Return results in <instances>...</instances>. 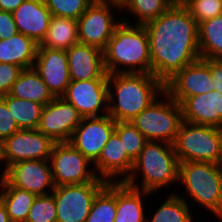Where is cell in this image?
Here are the masks:
<instances>
[{"label": "cell", "instance_id": "6da1fadb", "mask_svg": "<svg viewBox=\"0 0 222 222\" xmlns=\"http://www.w3.org/2000/svg\"><path fill=\"white\" fill-rule=\"evenodd\" d=\"M144 26L149 37L151 74L163 84L201 58L198 23L180 0Z\"/></svg>", "mask_w": 222, "mask_h": 222}, {"label": "cell", "instance_id": "7a4b0ae2", "mask_svg": "<svg viewBox=\"0 0 222 222\" xmlns=\"http://www.w3.org/2000/svg\"><path fill=\"white\" fill-rule=\"evenodd\" d=\"M107 83L108 115L116 122L131 121L165 91L159 79L146 73L108 74Z\"/></svg>", "mask_w": 222, "mask_h": 222}, {"label": "cell", "instance_id": "3957f363", "mask_svg": "<svg viewBox=\"0 0 222 222\" xmlns=\"http://www.w3.org/2000/svg\"><path fill=\"white\" fill-rule=\"evenodd\" d=\"M103 57L108 74H151L149 37L145 26L122 20L103 50ZM123 66L124 69H120Z\"/></svg>", "mask_w": 222, "mask_h": 222}, {"label": "cell", "instance_id": "277c9868", "mask_svg": "<svg viewBox=\"0 0 222 222\" xmlns=\"http://www.w3.org/2000/svg\"><path fill=\"white\" fill-rule=\"evenodd\" d=\"M138 171L142 174L140 186L136 183ZM178 173L179 161L173 144L147 141L124 183L133 188L154 193L168 184L178 183Z\"/></svg>", "mask_w": 222, "mask_h": 222}, {"label": "cell", "instance_id": "5b68a950", "mask_svg": "<svg viewBox=\"0 0 222 222\" xmlns=\"http://www.w3.org/2000/svg\"><path fill=\"white\" fill-rule=\"evenodd\" d=\"M178 182L193 201L220 219L222 216V165L210 162H179Z\"/></svg>", "mask_w": 222, "mask_h": 222}, {"label": "cell", "instance_id": "8992f818", "mask_svg": "<svg viewBox=\"0 0 222 222\" xmlns=\"http://www.w3.org/2000/svg\"><path fill=\"white\" fill-rule=\"evenodd\" d=\"M179 162L222 165V129L183 121L173 142Z\"/></svg>", "mask_w": 222, "mask_h": 222}, {"label": "cell", "instance_id": "52a82bcc", "mask_svg": "<svg viewBox=\"0 0 222 222\" xmlns=\"http://www.w3.org/2000/svg\"><path fill=\"white\" fill-rule=\"evenodd\" d=\"M160 96L163 100L155 99L131 122L147 141L173 144L183 122L182 108L165 91Z\"/></svg>", "mask_w": 222, "mask_h": 222}, {"label": "cell", "instance_id": "ba28073f", "mask_svg": "<svg viewBox=\"0 0 222 222\" xmlns=\"http://www.w3.org/2000/svg\"><path fill=\"white\" fill-rule=\"evenodd\" d=\"M107 183L102 178H97L84 184L55 186L52 193L57 222H86L95 197Z\"/></svg>", "mask_w": 222, "mask_h": 222}, {"label": "cell", "instance_id": "9c48e42d", "mask_svg": "<svg viewBox=\"0 0 222 222\" xmlns=\"http://www.w3.org/2000/svg\"><path fill=\"white\" fill-rule=\"evenodd\" d=\"M113 8L120 10L117 3L93 1L78 19V40L80 43L97 47L102 51L105 49L115 28L122 22V19L115 20Z\"/></svg>", "mask_w": 222, "mask_h": 222}, {"label": "cell", "instance_id": "30bf717a", "mask_svg": "<svg viewBox=\"0 0 222 222\" xmlns=\"http://www.w3.org/2000/svg\"><path fill=\"white\" fill-rule=\"evenodd\" d=\"M49 161L55 186L84 184L98 178L94 168L88 169L92 162L69 142L54 143Z\"/></svg>", "mask_w": 222, "mask_h": 222}, {"label": "cell", "instance_id": "8fae6325", "mask_svg": "<svg viewBox=\"0 0 222 222\" xmlns=\"http://www.w3.org/2000/svg\"><path fill=\"white\" fill-rule=\"evenodd\" d=\"M55 142L37 129H20L3 142L5 164L1 179L7 168L24 160H48Z\"/></svg>", "mask_w": 222, "mask_h": 222}, {"label": "cell", "instance_id": "7c38bea8", "mask_svg": "<svg viewBox=\"0 0 222 222\" xmlns=\"http://www.w3.org/2000/svg\"><path fill=\"white\" fill-rule=\"evenodd\" d=\"M107 79L71 80L62 97L72 104L83 118L107 115L109 89Z\"/></svg>", "mask_w": 222, "mask_h": 222}, {"label": "cell", "instance_id": "4fadbf2b", "mask_svg": "<svg viewBox=\"0 0 222 222\" xmlns=\"http://www.w3.org/2000/svg\"><path fill=\"white\" fill-rule=\"evenodd\" d=\"M115 125L116 121L108 114L83 118L68 142L93 165L115 131Z\"/></svg>", "mask_w": 222, "mask_h": 222}, {"label": "cell", "instance_id": "5bb4252c", "mask_svg": "<svg viewBox=\"0 0 222 222\" xmlns=\"http://www.w3.org/2000/svg\"><path fill=\"white\" fill-rule=\"evenodd\" d=\"M165 92L179 104L187 97L212 92L210 59H198L186 65L164 84Z\"/></svg>", "mask_w": 222, "mask_h": 222}, {"label": "cell", "instance_id": "9a60e30c", "mask_svg": "<svg viewBox=\"0 0 222 222\" xmlns=\"http://www.w3.org/2000/svg\"><path fill=\"white\" fill-rule=\"evenodd\" d=\"M83 117L63 97H55L43 108L37 130L53 142H68Z\"/></svg>", "mask_w": 222, "mask_h": 222}, {"label": "cell", "instance_id": "2e32d148", "mask_svg": "<svg viewBox=\"0 0 222 222\" xmlns=\"http://www.w3.org/2000/svg\"><path fill=\"white\" fill-rule=\"evenodd\" d=\"M4 178L13 187L36 196L50 194L55 188L49 159L16 162L7 168Z\"/></svg>", "mask_w": 222, "mask_h": 222}, {"label": "cell", "instance_id": "e0dca14e", "mask_svg": "<svg viewBox=\"0 0 222 222\" xmlns=\"http://www.w3.org/2000/svg\"><path fill=\"white\" fill-rule=\"evenodd\" d=\"M33 68L55 97H62L71 82L65 50L38 47Z\"/></svg>", "mask_w": 222, "mask_h": 222}, {"label": "cell", "instance_id": "ac0fdd59", "mask_svg": "<svg viewBox=\"0 0 222 222\" xmlns=\"http://www.w3.org/2000/svg\"><path fill=\"white\" fill-rule=\"evenodd\" d=\"M133 164L124 150L123 141L114 131L93 166L98 178L102 177L107 182H124L129 177Z\"/></svg>", "mask_w": 222, "mask_h": 222}, {"label": "cell", "instance_id": "d6986e66", "mask_svg": "<svg viewBox=\"0 0 222 222\" xmlns=\"http://www.w3.org/2000/svg\"><path fill=\"white\" fill-rule=\"evenodd\" d=\"M66 54L71 80L108 78L101 49L78 42L67 49Z\"/></svg>", "mask_w": 222, "mask_h": 222}, {"label": "cell", "instance_id": "ffe728a7", "mask_svg": "<svg viewBox=\"0 0 222 222\" xmlns=\"http://www.w3.org/2000/svg\"><path fill=\"white\" fill-rule=\"evenodd\" d=\"M183 121L222 129V93L216 90L185 98Z\"/></svg>", "mask_w": 222, "mask_h": 222}, {"label": "cell", "instance_id": "44dd1931", "mask_svg": "<svg viewBox=\"0 0 222 222\" xmlns=\"http://www.w3.org/2000/svg\"><path fill=\"white\" fill-rule=\"evenodd\" d=\"M18 32L40 44L46 36L52 17L44 0H25L13 12Z\"/></svg>", "mask_w": 222, "mask_h": 222}, {"label": "cell", "instance_id": "7402d4cb", "mask_svg": "<svg viewBox=\"0 0 222 222\" xmlns=\"http://www.w3.org/2000/svg\"><path fill=\"white\" fill-rule=\"evenodd\" d=\"M150 192L116 182V216L114 222H146L143 197Z\"/></svg>", "mask_w": 222, "mask_h": 222}, {"label": "cell", "instance_id": "603a6c76", "mask_svg": "<svg viewBox=\"0 0 222 222\" xmlns=\"http://www.w3.org/2000/svg\"><path fill=\"white\" fill-rule=\"evenodd\" d=\"M38 45L32 38L20 32L8 39L0 40V63L32 68L35 63Z\"/></svg>", "mask_w": 222, "mask_h": 222}, {"label": "cell", "instance_id": "cb8c5ba5", "mask_svg": "<svg viewBox=\"0 0 222 222\" xmlns=\"http://www.w3.org/2000/svg\"><path fill=\"white\" fill-rule=\"evenodd\" d=\"M9 94L19 99H27L43 104L44 106L55 98L33 67L21 71L17 80L13 83Z\"/></svg>", "mask_w": 222, "mask_h": 222}, {"label": "cell", "instance_id": "d4e9b609", "mask_svg": "<svg viewBox=\"0 0 222 222\" xmlns=\"http://www.w3.org/2000/svg\"><path fill=\"white\" fill-rule=\"evenodd\" d=\"M78 42V20L52 15L46 36L38 47L66 51Z\"/></svg>", "mask_w": 222, "mask_h": 222}, {"label": "cell", "instance_id": "484cf974", "mask_svg": "<svg viewBox=\"0 0 222 222\" xmlns=\"http://www.w3.org/2000/svg\"><path fill=\"white\" fill-rule=\"evenodd\" d=\"M0 200L5 205L11 222H26L36 195L13 187L5 178L0 179Z\"/></svg>", "mask_w": 222, "mask_h": 222}, {"label": "cell", "instance_id": "4316f807", "mask_svg": "<svg viewBox=\"0 0 222 222\" xmlns=\"http://www.w3.org/2000/svg\"><path fill=\"white\" fill-rule=\"evenodd\" d=\"M201 59H222V14L198 25Z\"/></svg>", "mask_w": 222, "mask_h": 222}, {"label": "cell", "instance_id": "83f0119b", "mask_svg": "<svg viewBox=\"0 0 222 222\" xmlns=\"http://www.w3.org/2000/svg\"><path fill=\"white\" fill-rule=\"evenodd\" d=\"M7 104L9 111L16 121L19 129H37L42 111L43 104L27 100L19 99L10 94L1 97Z\"/></svg>", "mask_w": 222, "mask_h": 222}, {"label": "cell", "instance_id": "f1b7e54d", "mask_svg": "<svg viewBox=\"0 0 222 222\" xmlns=\"http://www.w3.org/2000/svg\"><path fill=\"white\" fill-rule=\"evenodd\" d=\"M187 201L176 194H170L146 222H193Z\"/></svg>", "mask_w": 222, "mask_h": 222}, {"label": "cell", "instance_id": "f546056e", "mask_svg": "<svg viewBox=\"0 0 222 222\" xmlns=\"http://www.w3.org/2000/svg\"><path fill=\"white\" fill-rule=\"evenodd\" d=\"M115 216L116 182H108L95 197L86 222H114Z\"/></svg>", "mask_w": 222, "mask_h": 222}, {"label": "cell", "instance_id": "4dcf8cb0", "mask_svg": "<svg viewBox=\"0 0 222 222\" xmlns=\"http://www.w3.org/2000/svg\"><path fill=\"white\" fill-rule=\"evenodd\" d=\"M176 0H124L119 6L120 10L127 9L138 19L135 25H145L147 22L158 18Z\"/></svg>", "mask_w": 222, "mask_h": 222}, {"label": "cell", "instance_id": "1f68e13d", "mask_svg": "<svg viewBox=\"0 0 222 222\" xmlns=\"http://www.w3.org/2000/svg\"><path fill=\"white\" fill-rule=\"evenodd\" d=\"M115 132L123 141L124 150H126L128 157L134 162L147 140L131 121H117Z\"/></svg>", "mask_w": 222, "mask_h": 222}, {"label": "cell", "instance_id": "d6a6232c", "mask_svg": "<svg viewBox=\"0 0 222 222\" xmlns=\"http://www.w3.org/2000/svg\"><path fill=\"white\" fill-rule=\"evenodd\" d=\"M94 0H44L53 16L78 20Z\"/></svg>", "mask_w": 222, "mask_h": 222}, {"label": "cell", "instance_id": "836d02e7", "mask_svg": "<svg viewBox=\"0 0 222 222\" xmlns=\"http://www.w3.org/2000/svg\"><path fill=\"white\" fill-rule=\"evenodd\" d=\"M26 222H57L53 193L39 195L33 201Z\"/></svg>", "mask_w": 222, "mask_h": 222}, {"label": "cell", "instance_id": "e575fe53", "mask_svg": "<svg viewBox=\"0 0 222 222\" xmlns=\"http://www.w3.org/2000/svg\"><path fill=\"white\" fill-rule=\"evenodd\" d=\"M198 25L222 14V0H180Z\"/></svg>", "mask_w": 222, "mask_h": 222}, {"label": "cell", "instance_id": "d590c367", "mask_svg": "<svg viewBox=\"0 0 222 222\" xmlns=\"http://www.w3.org/2000/svg\"><path fill=\"white\" fill-rule=\"evenodd\" d=\"M23 69L9 63H0V97L10 93L13 83L17 80Z\"/></svg>", "mask_w": 222, "mask_h": 222}, {"label": "cell", "instance_id": "8d00e7d4", "mask_svg": "<svg viewBox=\"0 0 222 222\" xmlns=\"http://www.w3.org/2000/svg\"><path fill=\"white\" fill-rule=\"evenodd\" d=\"M19 130L6 102L0 97V141L4 142L8 137Z\"/></svg>", "mask_w": 222, "mask_h": 222}, {"label": "cell", "instance_id": "74e56055", "mask_svg": "<svg viewBox=\"0 0 222 222\" xmlns=\"http://www.w3.org/2000/svg\"><path fill=\"white\" fill-rule=\"evenodd\" d=\"M18 33L13 14L0 10V40L8 39Z\"/></svg>", "mask_w": 222, "mask_h": 222}, {"label": "cell", "instance_id": "f35d334b", "mask_svg": "<svg viewBox=\"0 0 222 222\" xmlns=\"http://www.w3.org/2000/svg\"><path fill=\"white\" fill-rule=\"evenodd\" d=\"M210 75L214 90L222 93V59H210Z\"/></svg>", "mask_w": 222, "mask_h": 222}, {"label": "cell", "instance_id": "ab89813d", "mask_svg": "<svg viewBox=\"0 0 222 222\" xmlns=\"http://www.w3.org/2000/svg\"><path fill=\"white\" fill-rule=\"evenodd\" d=\"M24 1L25 0H0V10L12 13Z\"/></svg>", "mask_w": 222, "mask_h": 222}, {"label": "cell", "instance_id": "60d3db41", "mask_svg": "<svg viewBox=\"0 0 222 222\" xmlns=\"http://www.w3.org/2000/svg\"><path fill=\"white\" fill-rule=\"evenodd\" d=\"M0 222H11L5 205L0 200Z\"/></svg>", "mask_w": 222, "mask_h": 222}, {"label": "cell", "instance_id": "b9f144b4", "mask_svg": "<svg viewBox=\"0 0 222 222\" xmlns=\"http://www.w3.org/2000/svg\"><path fill=\"white\" fill-rule=\"evenodd\" d=\"M3 142L0 141V162H3Z\"/></svg>", "mask_w": 222, "mask_h": 222}, {"label": "cell", "instance_id": "7bdbcfd3", "mask_svg": "<svg viewBox=\"0 0 222 222\" xmlns=\"http://www.w3.org/2000/svg\"><path fill=\"white\" fill-rule=\"evenodd\" d=\"M101 1L113 2L120 5L124 0H101Z\"/></svg>", "mask_w": 222, "mask_h": 222}]
</instances>
